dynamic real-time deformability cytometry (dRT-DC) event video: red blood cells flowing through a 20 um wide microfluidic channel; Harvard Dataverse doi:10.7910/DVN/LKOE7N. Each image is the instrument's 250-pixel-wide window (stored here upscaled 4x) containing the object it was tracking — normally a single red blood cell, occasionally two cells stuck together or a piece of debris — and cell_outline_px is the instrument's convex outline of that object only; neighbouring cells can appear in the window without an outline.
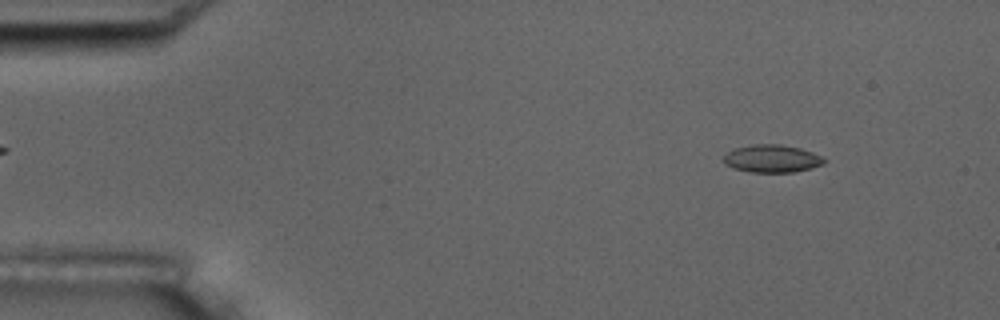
{"species": "common noctule bat (a hibernating species)", "species_latin": "Nyctalus noctula", "temperature_condition": "room temperature", "stored_images_in_passage": 8, "camera_frame_rate_fps": 3000, "um_per_image_px": 0.085, "animal": {"sex": "male", "body_mass_g": 17.5, "forearm_length_mm": 52.3}, "frame": {"image": 1, "passage_image": 1, "time_ms": 0.0, "image_size_px": [1000, 320], "cell_outline_px": [[828, 160], [824, 164], [812, 168], [792, 172], [752, 172], [732, 168], [724, 164], [724, 156], [732, 148], [752, 144], [780, 144], [800, 148], [812, 152]], "centroid_in_image_um": [65.61, 13.48], "position_along_channel_um": 19.4, "area_um2": 16.36}}
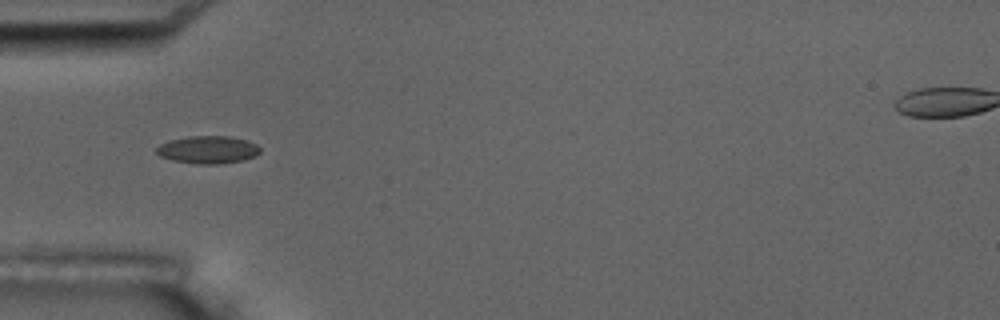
{"frame": {"image": 2, "passage_image": 4, "time_ms": 3.667, "image_size_px": [1000, 320], "cell_outline_px": [[260, 152], [256, 156], [244, 160], [216, 164], [196, 164], [172, 160], [160, 156], [156, 152], [156, 148], [160, 144], [168, 140], [188, 136], [232, 136], [248, 140], [256, 144], [260, 148]], "centroid_in_image_um": [17.68, 12.72], "position_along_channel_um": 67.3, "area_um2": 16.88}}
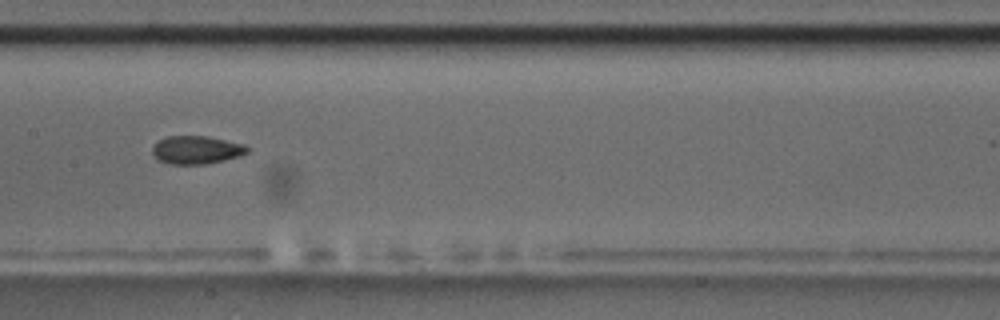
{"frame": {"image": 3, "passage_image": 7, "time_ms": 7.0, "image_size_px": [1000, 320], "cell_outline_px": [[248, 152], [240, 156], [224, 160], [204, 164], [168, 164], [156, 160], [152, 152], [152, 148], [160, 140], [168, 136], [208, 136], [244, 144], [248, 148]], "centroid_in_image_um": [16.69, 12.75], "position_along_channel_um": 190.7, "area_um2": 15.55}}